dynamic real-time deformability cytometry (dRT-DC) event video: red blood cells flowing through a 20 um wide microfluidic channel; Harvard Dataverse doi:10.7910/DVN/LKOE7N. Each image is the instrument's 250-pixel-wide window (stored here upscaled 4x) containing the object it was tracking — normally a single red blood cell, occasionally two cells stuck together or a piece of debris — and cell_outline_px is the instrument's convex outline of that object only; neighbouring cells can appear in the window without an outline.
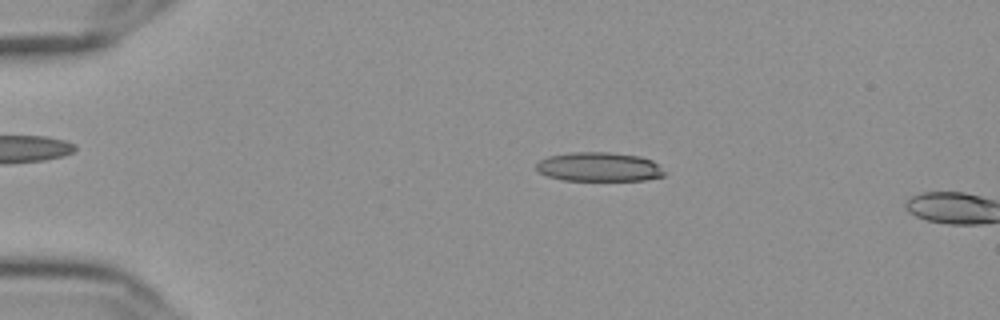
{"species": "Egyptian fruit bat (a non-hibernating species)", "species_latin": "Rousettus aegyptiacus", "temperature_condition": "cold", "stored_images_in_passage": 14, "camera_frame_rate_fps": 3000, "um_per_image_px": 0.085, "frame": {"image": 1, "passage_image": 12, "time_ms": 3.667, "image_size_px": [1000, 320], "cell_outline_px": [[664, 176], [644, 180], [564, 180], [548, 176], [540, 172], [536, 168], [536, 164], [540, 160], [548, 156], [576, 152], [608, 152], [640, 156], [652, 160], [664, 172]], "centroid_in_image_um": [50.91, 14.18], "position_along_channel_um": 34.1, "area_um2": 21.5}}